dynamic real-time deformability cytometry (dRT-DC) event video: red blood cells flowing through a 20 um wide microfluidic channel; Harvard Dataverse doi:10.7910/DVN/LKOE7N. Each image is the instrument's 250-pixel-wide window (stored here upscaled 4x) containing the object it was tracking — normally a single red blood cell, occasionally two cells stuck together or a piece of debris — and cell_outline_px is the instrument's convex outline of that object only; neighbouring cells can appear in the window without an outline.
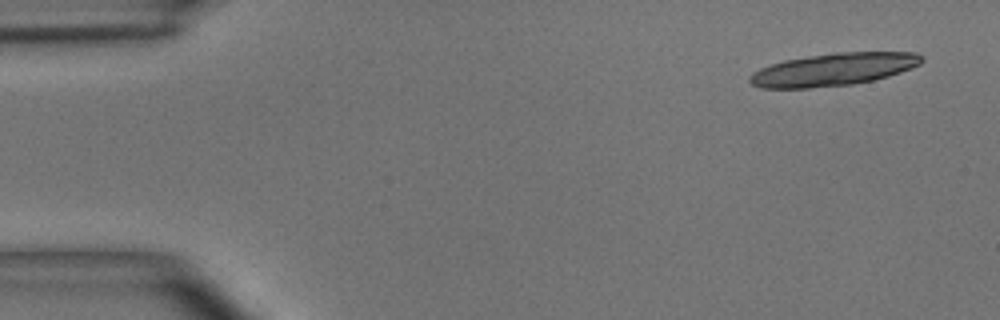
{"species": "common noctule bat (a hibernating species)", "species_latin": "Nyctalus noctula", "temperature_condition": "room temperature", "stored_images_in_passage": 4, "camera_frame_rate_fps": 3000, "um_per_image_px": 0.085, "animal": {"sex": "male", "body_mass_g": 15.6}, "frame": {"image": 1, "passage_image": 1, "time_ms": 0.0, "image_size_px": [1000, 320], "cell_outline_px": [[924, 60], [920, 64], [912, 68], [888, 76], [872, 80], [852, 84], [808, 88], [760, 88], [752, 84], [748, 80], [748, 76], [752, 72], [760, 68], [784, 60], [836, 52], [916, 52], [924, 56]], "centroid_in_image_um": [70.85, 5.9], "position_along_channel_um": 14.2, "area_um2": 32.66}}